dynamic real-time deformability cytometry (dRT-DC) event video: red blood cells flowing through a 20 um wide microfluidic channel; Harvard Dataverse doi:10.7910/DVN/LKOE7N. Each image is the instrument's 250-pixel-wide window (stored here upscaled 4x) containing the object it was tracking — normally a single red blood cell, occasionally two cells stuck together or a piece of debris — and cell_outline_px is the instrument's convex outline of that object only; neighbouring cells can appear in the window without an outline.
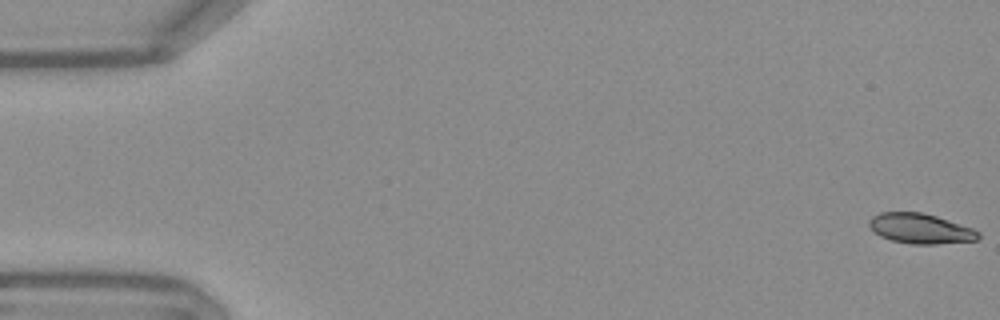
{"species": "Egyptian fruit bat (a non-hibernating species)", "species_latin": "Rousettus aegyptiacus", "temperature_condition": "warm", "stored_images_in_passage": 55, "segment_of_instrument_passage": [1, 2], "camera_frame_rate_fps": 3000, "um_per_image_px": 0.085, "frame": {"image": 1, "passage_image": 1, "time_ms": 0.0, "image_size_px": [1000, 320], "cell_outline_px": [[980, 236], [976, 240], [936, 244], [912, 244], [892, 240], [880, 236], [868, 224], [868, 220], [872, 216], [880, 212], [920, 212], [936, 216], [972, 228], [980, 232]], "centroid_in_image_um": [78.22, 19.42], "position_along_channel_um": 6.8, "area_um2": 18.96}}
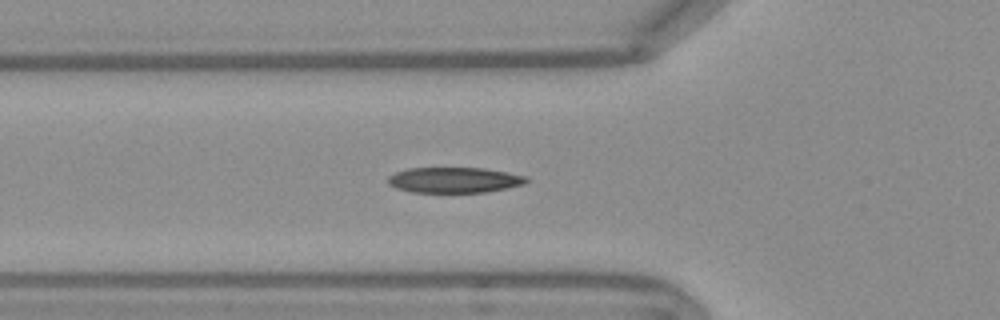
{"frame": {"image": 2, "passage_image": 19, "time_ms": 6.0, "image_size_px": [1000, 320], "cell_outline_px": [[528, 180], [524, 184], [508, 188], [484, 192], [412, 192], [396, 188], [388, 184], [388, 176], [396, 172], [408, 168], [484, 168], [508, 172], [528, 176]], "centroid_in_image_um": [38.63, 15.3], "position_along_channel_um": 87.2, "area_um2": 20.63}}
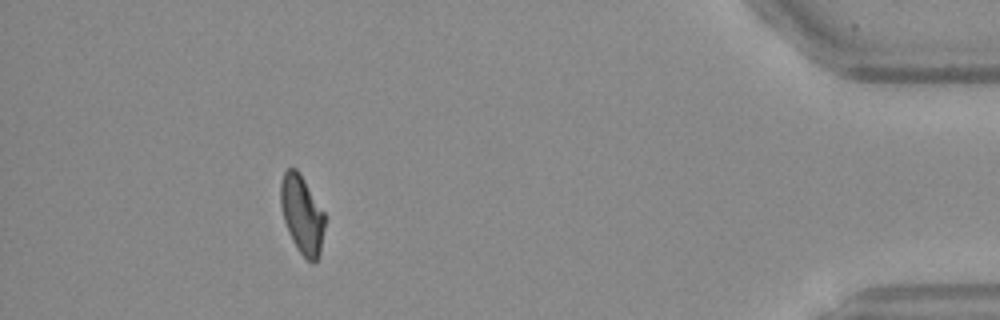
{"frame": {"image": 3, "passage_image": 49, "time_ms": 16.0, "image_size_px": [1000, 320], "cell_outline_px": [[324, 228], [320, 252], [316, 260], [312, 264], [296, 248], [288, 232], [284, 220], [280, 204], [280, 184], [284, 172], [288, 168], [296, 168], [300, 172], [324, 212]], "centroid_in_image_um": [25.65, 18.21], "position_along_channel_um": 409.5, "area_um2": 20.06}}